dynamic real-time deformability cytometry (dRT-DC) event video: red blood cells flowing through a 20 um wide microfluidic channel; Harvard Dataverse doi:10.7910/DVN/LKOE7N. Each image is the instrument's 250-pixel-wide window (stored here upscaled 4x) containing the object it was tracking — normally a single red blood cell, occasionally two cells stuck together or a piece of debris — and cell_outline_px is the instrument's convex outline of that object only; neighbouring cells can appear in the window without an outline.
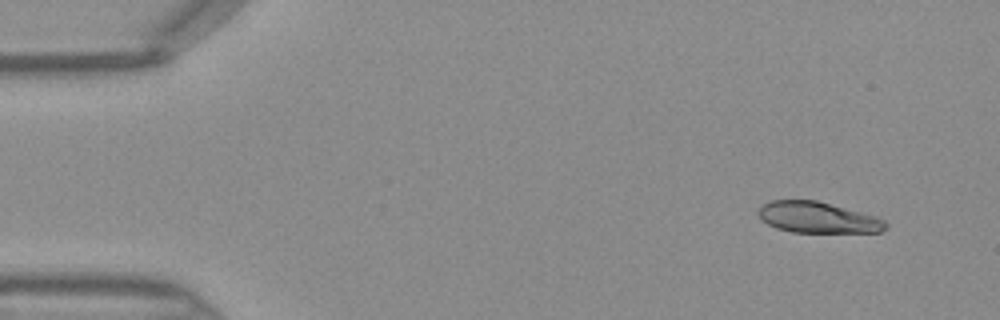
{"species": "Egyptian fruit bat (a non-hibernating species)", "species_latin": "Rousettus aegyptiacus", "temperature_condition": "warm", "stored_images_in_passage": 43, "camera_frame_rate_fps": 3000, "um_per_image_px": 0.085, "frame": {"image": 1, "passage_image": 1, "time_ms": 0.0, "image_size_px": [1000, 320], "cell_outline_px": [[888, 228], [880, 232], [792, 232], [776, 228], [760, 220], [760, 208], [764, 204], [772, 200], [816, 200], [876, 216], [884, 220], [888, 224]], "centroid_in_image_um": [69.54, 18.49], "position_along_channel_um": 15.5, "area_um2": 22.89}}
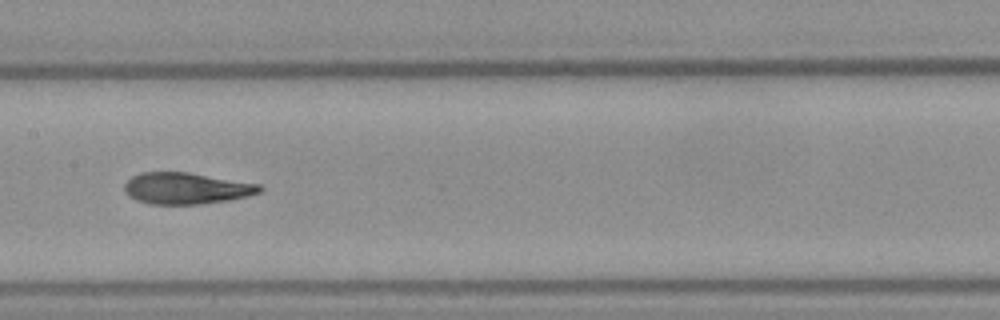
{"frame": {"image": 2, "passage_image": 20, "time_ms": 6.333, "image_size_px": [1000, 320], "cell_outline_px": [[264, 188], [260, 192], [248, 196], [228, 200], [200, 204], [148, 204], [136, 200], [128, 196], [124, 188], [124, 184], [132, 176], [140, 172], [188, 172], [260, 184]], "centroid_in_image_um": [15.82, 16.01], "position_along_channel_um": 191.6, "area_um2": 24.85}}
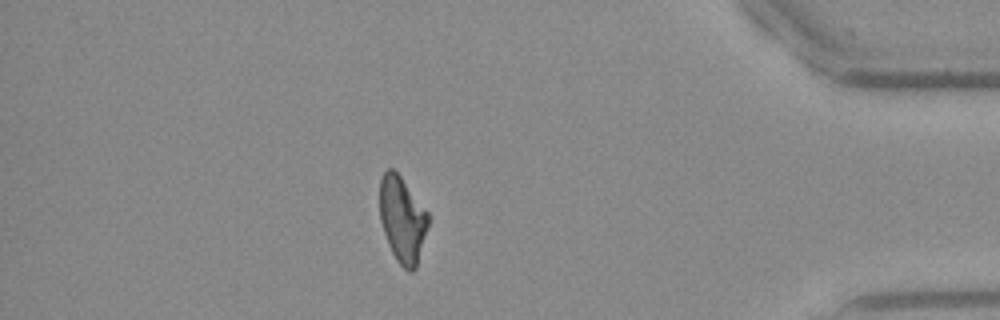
{"frame": {"image": 3, "passage_image": 37, "time_ms": 12.0, "image_size_px": [1000, 320], "cell_outline_px": [[428, 224], [416, 268], [412, 272], [408, 272], [396, 260], [388, 244], [380, 220], [380, 180], [384, 172], [388, 168], [392, 168], [400, 176], [428, 212]], "centroid_in_image_um": [34.19, 18.67], "position_along_channel_um": 401.0, "area_um2": 23.99}}